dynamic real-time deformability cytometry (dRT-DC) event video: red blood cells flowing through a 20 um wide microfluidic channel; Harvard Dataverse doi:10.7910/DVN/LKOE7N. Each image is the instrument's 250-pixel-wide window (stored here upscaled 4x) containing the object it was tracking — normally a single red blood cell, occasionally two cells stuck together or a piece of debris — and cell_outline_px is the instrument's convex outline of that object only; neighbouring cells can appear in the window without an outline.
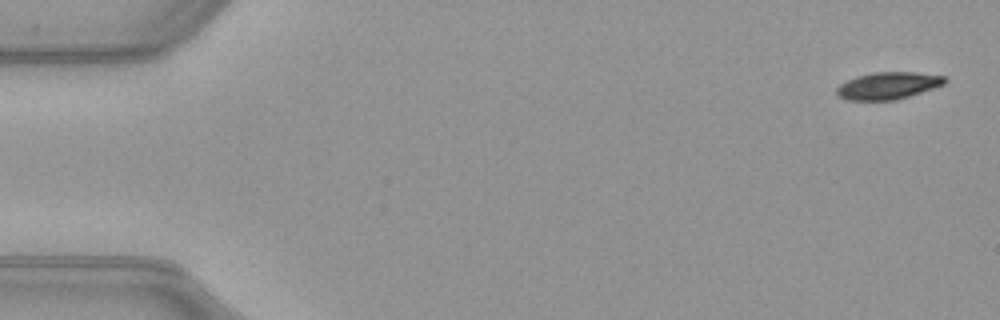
{"species": "common noctule bat (a hibernating species)", "species_latin": "Nyctalus noctula", "temperature_condition": "warm", "stored_images_in_passage": 51, "camera_frame_rate_fps": 3000, "um_per_image_px": 0.085, "animal": {"sex": "female", "body_mass_g": 21.9}, "frame": {"image": 1, "passage_image": 1, "time_ms": 0.0, "image_size_px": [1000, 320], "cell_outline_px": [[948, 80], [944, 84], [896, 100], [844, 100], [836, 96], [836, 88], [840, 84], [856, 76], [872, 72], [916, 72], [944, 76]], "centroid_in_image_um": [75.43, 7.28], "position_along_channel_um": 9.6, "area_um2": 17.11}}
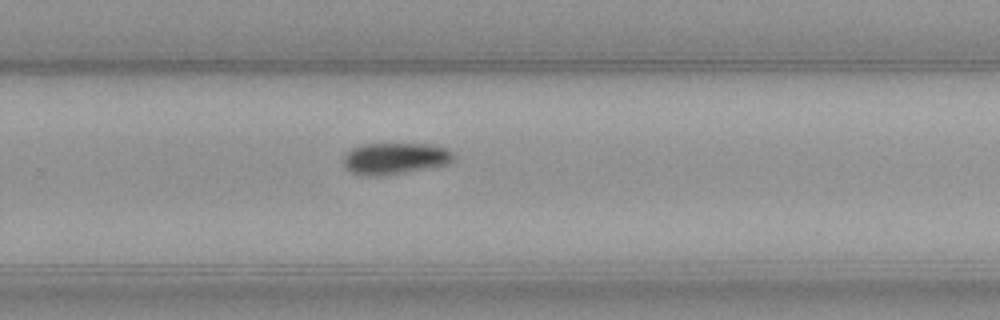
{"frame": {"image": 2, "passage_image": 33, "time_ms": 10.667, "image_size_px": [1000, 320], "cell_outline_px": [[456, 160], [448, 164], [404, 172], [380, 176], [368, 176], [352, 172], [344, 164], [344, 156], [352, 148], [364, 144], [428, 144], [448, 148], [456, 156]], "centroid_in_image_um": [33.63, 13.46], "position_along_channel_um": 296.2, "area_um2": 20.11}}
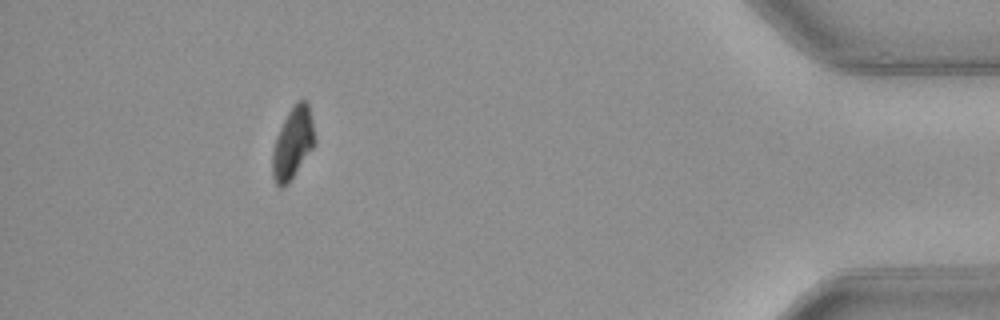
{"frame": {"image": 3, "passage_image": 46, "time_ms": 15.0, "image_size_px": [1000, 320], "cell_outline_px": [[316, 140], [312, 148], [288, 184], [280, 188], [276, 184], [272, 176], [272, 152], [276, 136], [288, 112], [296, 100], [308, 100]], "centroid_in_image_um": [24.88, 12.15], "position_along_channel_um": 410.3, "area_um2": 17.63}, "authors_computed_cell_mechanics": {"area_um2": 19.1318, "velocity_mm_per_s": 4.0104, "shape_relaxation_time_tau1_ms": 2.9376, "shape_relaxation_time_tau2_ms": null, "deformation_change_tau1": 0.0955, "deformation_change_tau2": null}}